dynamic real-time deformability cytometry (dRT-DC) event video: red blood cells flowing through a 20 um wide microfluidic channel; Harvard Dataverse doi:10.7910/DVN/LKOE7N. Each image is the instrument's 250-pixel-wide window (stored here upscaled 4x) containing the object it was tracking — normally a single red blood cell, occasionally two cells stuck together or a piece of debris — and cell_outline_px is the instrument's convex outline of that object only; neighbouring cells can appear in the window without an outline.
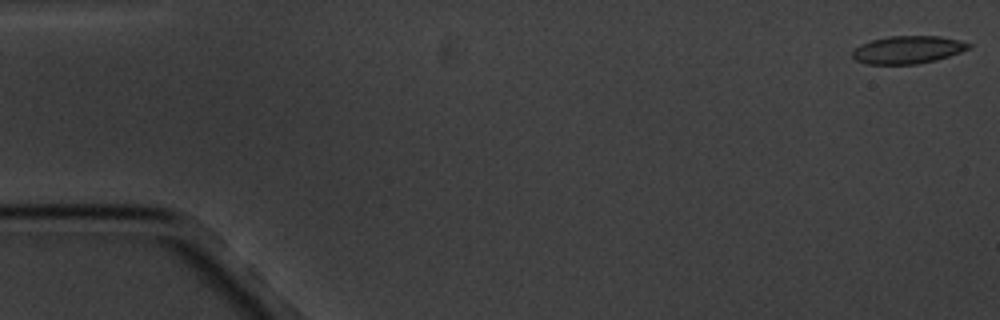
{"species": "common noctule bat (a hibernating species)", "species_latin": "Nyctalus noctula", "temperature_condition": "cold", "stored_images_in_passage": 4, "camera_frame_rate_fps": 3000, "um_per_image_px": 0.085, "animal": {"sex": "male", "body_mass_g": 20.1, "forearm_length_mm": 53.5}, "frame": {"image": 1, "passage_image": 1, "time_ms": 0.0, "image_size_px": [1000, 320], "cell_outline_px": [[972, 44], [968, 48], [960, 52], [936, 60], [916, 64], [864, 64], [856, 60], [852, 56], [852, 52], [860, 44], [872, 40], [888, 36], [940, 36], [960, 40]], "centroid_in_image_um": [77.14, 4.23], "position_along_channel_um": 7.9, "area_um2": 18.73}}